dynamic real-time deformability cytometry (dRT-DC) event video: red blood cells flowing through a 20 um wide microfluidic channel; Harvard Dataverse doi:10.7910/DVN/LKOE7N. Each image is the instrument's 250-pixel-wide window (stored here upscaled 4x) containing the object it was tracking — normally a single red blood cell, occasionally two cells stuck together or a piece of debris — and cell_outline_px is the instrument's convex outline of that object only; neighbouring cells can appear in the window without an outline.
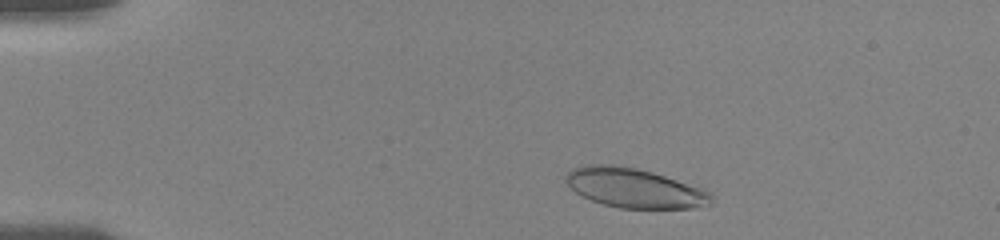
{"species": "human", "species_latin": "Homo sapiens", "temperature_condition": "room temperature", "stored_images_in_passage": 31, "camera_frame_rate_fps": 3000, "um_per_image_px": 0.085, "donor": {"sex": "female"}, "frame": {"image": 1, "passage_image": 3, "time_ms": 1.0, "image_size_px": [1000, 240], "cell_outline_px": [[712, 204], [692, 208], [620, 208], [604, 204], [592, 200], [576, 192], [564, 180], [564, 176], [572, 168], [584, 164], [612, 164], [636, 168], [652, 172], [676, 180], [708, 192], [712, 196]], "centroid_in_image_um": [53.86, 15.97], "position_along_channel_um": 31.1, "area_um2": 33.0}}
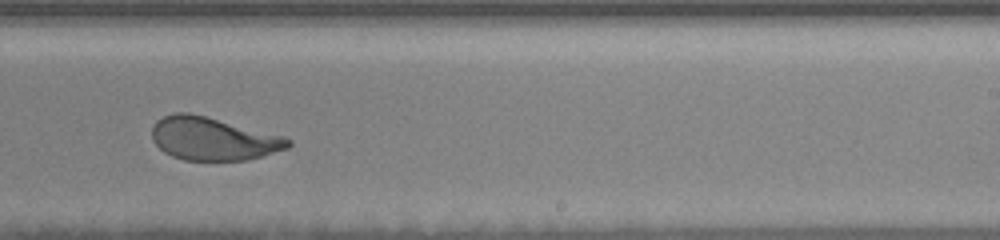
{"frame": {"image": 2, "passage_image": 21, "time_ms": 9.333, "image_size_px": [1000, 240], "cell_outline_px": [[292, 144], [288, 148], [248, 160], [184, 160], [172, 156], [164, 152], [152, 140], [152, 128], [156, 120], [164, 116], [176, 112], [188, 112], [284, 136], [292, 140]], "centroid_in_image_um": [18.1, 11.8], "position_along_channel_um": 270.9, "area_um2": 33.99}}
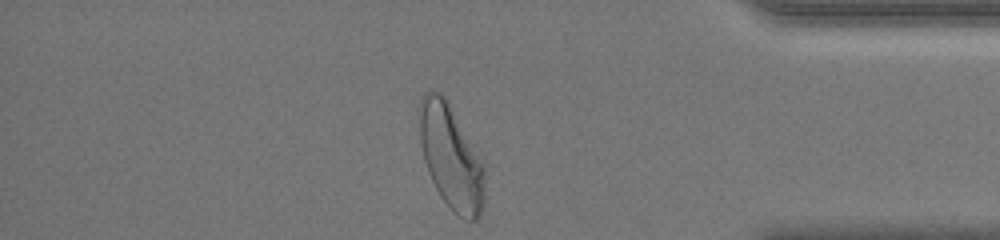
{"frame": {"image": 3, "passage_image": 31, "time_ms": 13.333, "image_size_px": [1000, 240], "cell_outline_px": [[484, 208], [480, 216], [476, 220], [468, 220], [460, 216], [440, 196], [428, 172], [424, 160], [420, 140], [416, 112], [416, 108], [420, 96], [424, 92], [432, 88], [440, 92], [444, 96], [484, 164]], "centroid_in_image_um": [38.28, 13.28], "position_along_channel_um": 396.9, "area_um2": 39.88}, "authors_computed_cell_mechanics": {"area_um2": 34.7956, "velocity_mm_per_s": 3.6729, "shape_relaxation_time_tau1_ms": 2.8376, "shape_relaxation_time_tau2_ms": 0.7076, "deformation_change_tau1": 0.171, "deformation_change_tau2": 0.0765}}